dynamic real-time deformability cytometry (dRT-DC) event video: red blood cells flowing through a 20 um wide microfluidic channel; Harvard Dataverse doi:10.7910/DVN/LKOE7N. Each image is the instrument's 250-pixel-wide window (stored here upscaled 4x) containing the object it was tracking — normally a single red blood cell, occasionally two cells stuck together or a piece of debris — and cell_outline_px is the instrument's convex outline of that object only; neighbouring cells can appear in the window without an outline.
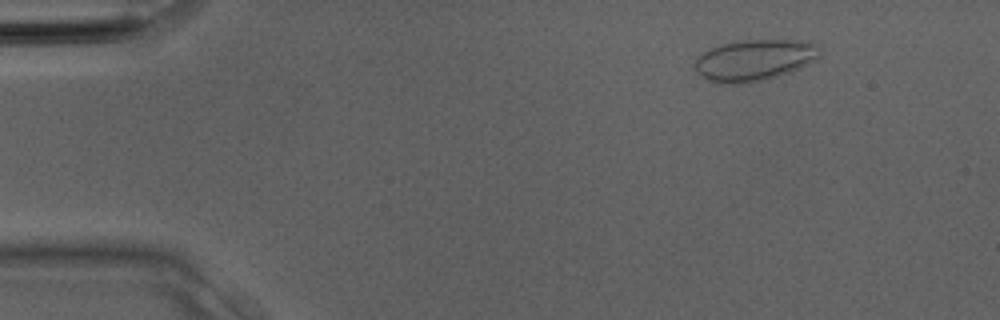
{"species": "Egyptian fruit bat (a non-hibernating species)", "species_latin": "Rousettus aegyptiacus", "temperature_condition": "room temperature", "stored_images_in_passage": 4, "camera_frame_rate_fps": 3000, "um_per_image_px": 0.085, "animal": {"sex": "male"}, "frame": {"image": 1, "passage_image": 1, "time_ms": 0.0, "image_size_px": [1000, 320], "cell_outline_px": [[820, 56], [816, 60], [800, 68], [776, 76], [760, 80], [736, 84], [732, 84], [708, 80], [696, 72], [692, 68], [692, 64], [696, 56], [720, 44], [740, 40], [812, 40], [820, 44]], "centroid_in_image_um": [64.14, 5.08], "position_along_channel_um": 20.9, "area_um2": 30.35}}